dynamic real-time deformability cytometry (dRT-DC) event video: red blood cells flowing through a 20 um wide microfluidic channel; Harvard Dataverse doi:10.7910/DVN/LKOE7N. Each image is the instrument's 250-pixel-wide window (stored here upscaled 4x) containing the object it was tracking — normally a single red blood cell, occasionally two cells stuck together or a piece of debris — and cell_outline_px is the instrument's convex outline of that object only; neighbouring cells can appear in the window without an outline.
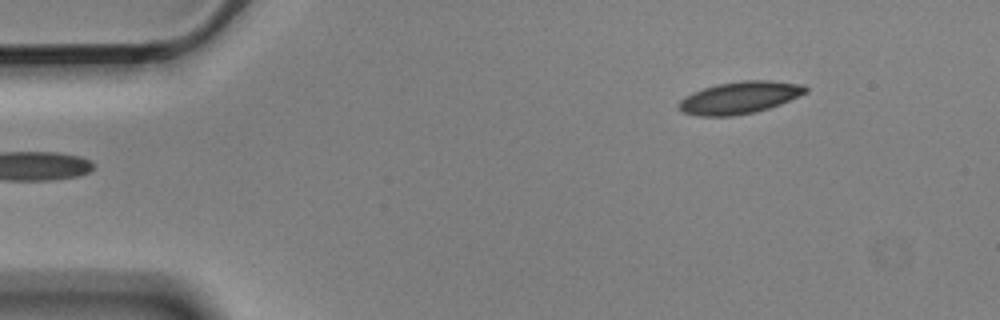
{"species": "Egyptian fruit bat (a non-hibernating species)", "species_latin": "Rousettus aegyptiacus", "temperature_condition": "cold", "stored_images_in_passage": 6, "camera_frame_rate_fps": 3000, "um_per_image_px": 0.085, "animal": {"sex": "male"}, "frame": {"image": 1, "passage_image": 1, "time_ms": 0.0, "image_size_px": [1000, 320], "cell_outline_px": [[808, 92], [780, 104], [756, 112], [732, 116], [700, 116], [680, 112], [676, 104], [684, 96], [692, 92], [716, 84], [740, 80], [772, 80], [804, 84], [808, 88]], "centroid_in_image_um": [62.85, 8.29], "position_along_channel_um": 22.2, "area_um2": 24.1}}
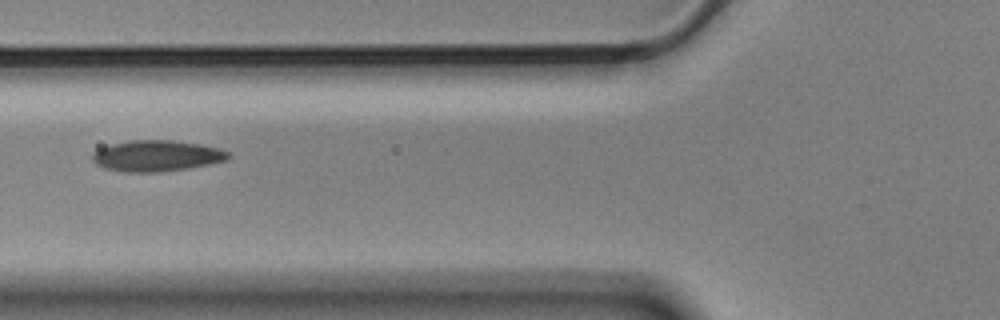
{"frame": {"image": 2, "passage_image": 5, "time_ms": 1.333, "image_size_px": [1000, 320], "cell_outline_px": [[232, 156], [228, 160], [188, 168], [160, 172], [124, 172], [104, 168], [96, 164], [92, 160], [92, 152], [100, 148], [112, 144], [132, 140], [172, 140], [200, 144], [220, 148], [228, 152]], "centroid_in_image_um": [13.32, 13.25], "position_along_channel_um": 112.5, "area_um2": 24.68}}
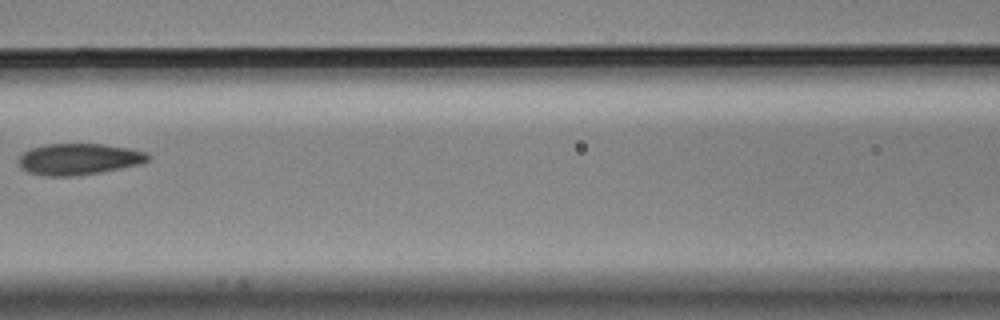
{"frame": {"image": 3, "passage_image": 6, "time_ms": 1.667, "image_size_px": [1000, 320], "cell_outline_px": [[148, 160], [140, 164], [100, 172], [72, 176], [40, 176], [28, 172], [20, 168], [20, 156], [24, 152], [32, 148], [48, 144], [104, 144], [128, 148], [144, 152], [148, 156]], "centroid_in_image_um": [6.66, 13.53], "position_along_channel_um": 159.9, "area_um2": 23.35}}